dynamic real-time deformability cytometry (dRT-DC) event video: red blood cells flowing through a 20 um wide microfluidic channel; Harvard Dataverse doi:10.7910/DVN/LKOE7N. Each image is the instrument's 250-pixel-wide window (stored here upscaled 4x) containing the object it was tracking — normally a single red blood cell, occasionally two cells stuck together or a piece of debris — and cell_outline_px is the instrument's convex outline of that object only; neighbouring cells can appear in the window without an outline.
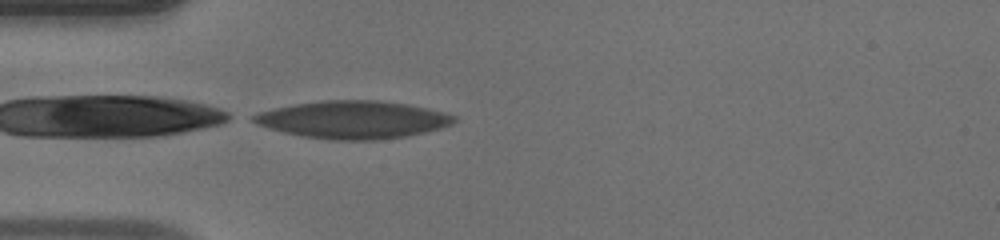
{"species": "human", "species_latin": "Homo sapiens", "temperature_condition": "warm", "stored_images_in_passage": 23, "camera_frame_rate_fps": 3000, "um_per_image_px": 0.085, "donor": {"sex": "male"}, "frame": {"image": 1, "passage_image": 1, "time_ms": 0.0, "image_size_px": [1000, 240], "cell_outline_px": [[456, 120], [452, 124], [440, 128], [424, 132], [404, 136], [376, 140], [332, 140], [300, 136], [268, 128], [252, 120], [248, 116], [256, 112], [272, 108], [296, 104], [324, 100], [380, 100], [408, 104], [428, 108], [444, 112], [456, 116]], "centroid_in_image_um": [29.99, 10.17], "position_along_channel_um": 55.0, "area_um2": 44.1}}
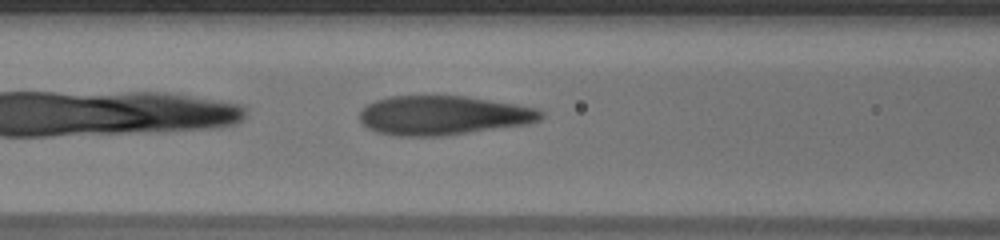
{"frame": {"image": 2, "passage_image": 7, "time_ms": 2.0, "image_size_px": [1000, 240], "cell_outline_px": [[544, 116], [540, 120], [528, 124], [440, 136], [396, 136], [376, 132], [368, 128], [360, 120], [360, 112], [368, 104], [376, 100], [388, 96], [468, 96], [516, 104], [536, 108], [544, 112]], "centroid_in_image_um": [37.68, 9.8], "position_along_channel_um": 128.9, "area_um2": 41.44}}
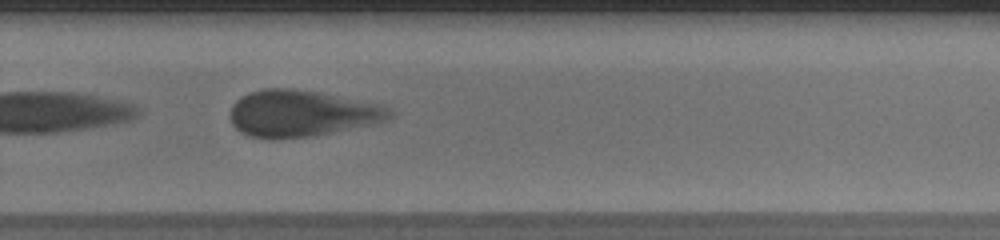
{"frame": {"image": 3, "passage_image": 20, "time_ms": 6.333, "image_size_px": [1000, 240], "cell_outline_px": [[396, 112], [388, 120], [376, 124], [312, 136], [248, 136], [240, 132], [232, 124], [232, 104], [240, 96], [248, 92], [264, 88], [292, 88], [316, 92], [380, 104]], "centroid_in_image_um": [25.68, 9.61], "position_along_channel_um": 304.1, "area_um2": 42.6}}